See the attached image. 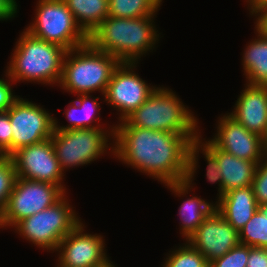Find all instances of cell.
Masks as SVG:
<instances>
[{
	"instance_id": "obj_31",
	"label": "cell",
	"mask_w": 267,
	"mask_h": 267,
	"mask_svg": "<svg viewBox=\"0 0 267 267\" xmlns=\"http://www.w3.org/2000/svg\"><path fill=\"white\" fill-rule=\"evenodd\" d=\"M4 76H6V79L0 78V111H7L12 106L13 102L19 97L12 91V84L15 82L9 77L7 71Z\"/></svg>"
},
{
	"instance_id": "obj_29",
	"label": "cell",
	"mask_w": 267,
	"mask_h": 267,
	"mask_svg": "<svg viewBox=\"0 0 267 267\" xmlns=\"http://www.w3.org/2000/svg\"><path fill=\"white\" fill-rule=\"evenodd\" d=\"M252 188L257 205L267 203V155L257 165Z\"/></svg>"
},
{
	"instance_id": "obj_36",
	"label": "cell",
	"mask_w": 267,
	"mask_h": 267,
	"mask_svg": "<svg viewBox=\"0 0 267 267\" xmlns=\"http://www.w3.org/2000/svg\"><path fill=\"white\" fill-rule=\"evenodd\" d=\"M262 143H263L264 151L267 155V127H266L265 133L262 135Z\"/></svg>"
},
{
	"instance_id": "obj_33",
	"label": "cell",
	"mask_w": 267,
	"mask_h": 267,
	"mask_svg": "<svg viewBox=\"0 0 267 267\" xmlns=\"http://www.w3.org/2000/svg\"><path fill=\"white\" fill-rule=\"evenodd\" d=\"M17 0H0V21L12 20L17 16Z\"/></svg>"
},
{
	"instance_id": "obj_8",
	"label": "cell",
	"mask_w": 267,
	"mask_h": 267,
	"mask_svg": "<svg viewBox=\"0 0 267 267\" xmlns=\"http://www.w3.org/2000/svg\"><path fill=\"white\" fill-rule=\"evenodd\" d=\"M35 16L27 27L38 39L57 44L67 51L88 42V36L76 24L63 0H38Z\"/></svg>"
},
{
	"instance_id": "obj_35",
	"label": "cell",
	"mask_w": 267,
	"mask_h": 267,
	"mask_svg": "<svg viewBox=\"0 0 267 267\" xmlns=\"http://www.w3.org/2000/svg\"><path fill=\"white\" fill-rule=\"evenodd\" d=\"M247 9L250 11L249 14H253L259 7L267 6V0H246Z\"/></svg>"
},
{
	"instance_id": "obj_39",
	"label": "cell",
	"mask_w": 267,
	"mask_h": 267,
	"mask_svg": "<svg viewBox=\"0 0 267 267\" xmlns=\"http://www.w3.org/2000/svg\"><path fill=\"white\" fill-rule=\"evenodd\" d=\"M57 267H66V266H63L62 264H60L59 262L57 263Z\"/></svg>"
},
{
	"instance_id": "obj_32",
	"label": "cell",
	"mask_w": 267,
	"mask_h": 267,
	"mask_svg": "<svg viewBox=\"0 0 267 267\" xmlns=\"http://www.w3.org/2000/svg\"><path fill=\"white\" fill-rule=\"evenodd\" d=\"M246 267H267V249L249 246Z\"/></svg>"
},
{
	"instance_id": "obj_9",
	"label": "cell",
	"mask_w": 267,
	"mask_h": 267,
	"mask_svg": "<svg viewBox=\"0 0 267 267\" xmlns=\"http://www.w3.org/2000/svg\"><path fill=\"white\" fill-rule=\"evenodd\" d=\"M65 194L58 185L17 177L0 217L1 228H11L23 218L53 206Z\"/></svg>"
},
{
	"instance_id": "obj_37",
	"label": "cell",
	"mask_w": 267,
	"mask_h": 267,
	"mask_svg": "<svg viewBox=\"0 0 267 267\" xmlns=\"http://www.w3.org/2000/svg\"><path fill=\"white\" fill-rule=\"evenodd\" d=\"M100 267H115V264H113V262L109 260L106 264H104Z\"/></svg>"
},
{
	"instance_id": "obj_1",
	"label": "cell",
	"mask_w": 267,
	"mask_h": 267,
	"mask_svg": "<svg viewBox=\"0 0 267 267\" xmlns=\"http://www.w3.org/2000/svg\"><path fill=\"white\" fill-rule=\"evenodd\" d=\"M199 134H174L138 127H115L113 156L163 185L186 179L188 149Z\"/></svg>"
},
{
	"instance_id": "obj_12",
	"label": "cell",
	"mask_w": 267,
	"mask_h": 267,
	"mask_svg": "<svg viewBox=\"0 0 267 267\" xmlns=\"http://www.w3.org/2000/svg\"><path fill=\"white\" fill-rule=\"evenodd\" d=\"M11 158L17 177L55 184L66 193L63 183L65 174L56 157L51 138L20 148Z\"/></svg>"
},
{
	"instance_id": "obj_7",
	"label": "cell",
	"mask_w": 267,
	"mask_h": 267,
	"mask_svg": "<svg viewBox=\"0 0 267 267\" xmlns=\"http://www.w3.org/2000/svg\"><path fill=\"white\" fill-rule=\"evenodd\" d=\"M114 125L107 130L95 128L53 131L51 141L63 172L68 168L86 166L102 158L108 150L113 155L114 143L111 140L114 139Z\"/></svg>"
},
{
	"instance_id": "obj_10",
	"label": "cell",
	"mask_w": 267,
	"mask_h": 267,
	"mask_svg": "<svg viewBox=\"0 0 267 267\" xmlns=\"http://www.w3.org/2000/svg\"><path fill=\"white\" fill-rule=\"evenodd\" d=\"M36 104L19 96L6 111L12 128L11 155L20 148L52 137L53 114Z\"/></svg>"
},
{
	"instance_id": "obj_26",
	"label": "cell",
	"mask_w": 267,
	"mask_h": 267,
	"mask_svg": "<svg viewBox=\"0 0 267 267\" xmlns=\"http://www.w3.org/2000/svg\"><path fill=\"white\" fill-rule=\"evenodd\" d=\"M163 267H203L207 260L187 240L183 246L172 249L166 254Z\"/></svg>"
},
{
	"instance_id": "obj_21",
	"label": "cell",
	"mask_w": 267,
	"mask_h": 267,
	"mask_svg": "<svg viewBox=\"0 0 267 267\" xmlns=\"http://www.w3.org/2000/svg\"><path fill=\"white\" fill-rule=\"evenodd\" d=\"M256 38L244 49L242 66L247 84L267 85V36L255 26Z\"/></svg>"
},
{
	"instance_id": "obj_27",
	"label": "cell",
	"mask_w": 267,
	"mask_h": 267,
	"mask_svg": "<svg viewBox=\"0 0 267 267\" xmlns=\"http://www.w3.org/2000/svg\"><path fill=\"white\" fill-rule=\"evenodd\" d=\"M16 178L11 156L0 155V217L13 190Z\"/></svg>"
},
{
	"instance_id": "obj_4",
	"label": "cell",
	"mask_w": 267,
	"mask_h": 267,
	"mask_svg": "<svg viewBox=\"0 0 267 267\" xmlns=\"http://www.w3.org/2000/svg\"><path fill=\"white\" fill-rule=\"evenodd\" d=\"M169 87H157L124 121L115 127H138L174 134H200L198 119Z\"/></svg>"
},
{
	"instance_id": "obj_13",
	"label": "cell",
	"mask_w": 267,
	"mask_h": 267,
	"mask_svg": "<svg viewBox=\"0 0 267 267\" xmlns=\"http://www.w3.org/2000/svg\"><path fill=\"white\" fill-rule=\"evenodd\" d=\"M84 225L81 221L59 242L57 262L63 266L100 267L110 260L103 236L86 233Z\"/></svg>"
},
{
	"instance_id": "obj_18",
	"label": "cell",
	"mask_w": 267,
	"mask_h": 267,
	"mask_svg": "<svg viewBox=\"0 0 267 267\" xmlns=\"http://www.w3.org/2000/svg\"><path fill=\"white\" fill-rule=\"evenodd\" d=\"M199 152L203 154L205 157V161L207 162V171L206 178L207 181L212 184H218V193L217 198L219 199L222 196V172L220 170L219 164L217 162V157L199 140L196 139L190 143L188 149V168L186 179L183 182L179 183H168L164 184L167 186L170 191L174 195H178V197H185L188 192H191L193 188V181L195 180V174L199 162Z\"/></svg>"
},
{
	"instance_id": "obj_25",
	"label": "cell",
	"mask_w": 267,
	"mask_h": 267,
	"mask_svg": "<svg viewBox=\"0 0 267 267\" xmlns=\"http://www.w3.org/2000/svg\"><path fill=\"white\" fill-rule=\"evenodd\" d=\"M239 242L267 249V203L258 206L251 219L239 230Z\"/></svg>"
},
{
	"instance_id": "obj_2",
	"label": "cell",
	"mask_w": 267,
	"mask_h": 267,
	"mask_svg": "<svg viewBox=\"0 0 267 267\" xmlns=\"http://www.w3.org/2000/svg\"><path fill=\"white\" fill-rule=\"evenodd\" d=\"M154 16L119 18L108 16L88 35V42L97 50L116 57L120 62L139 63L152 52L161 33Z\"/></svg>"
},
{
	"instance_id": "obj_28",
	"label": "cell",
	"mask_w": 267,
	"mask_h": 267,
	"mask_svg": "<svg viewBox=\"0 0 267 267\" xmlns=\"http://www.w3.org/2000/svg\"><path fill=\"white\" fill-rule=\"evenodd\" d=\"M249 256V246L239 243L222 257L210 262L212 267H246Z\"/></svg>"
},
{
	"instance_id": "obj_19",
	"label": "cell",
	"mask_w": 267,
	"mask_h": 267,
	"mask_svg": "<svg viewBox=\"0 0 267 267\" xmlns=\"http://www.w3.org/2000/svg\"><path fill=\"white\" fill-rule=\"evenodd\" d=\"M257 209L252 186L230 190L215 202V210L238 232Z\"/></svg>"
},
{
	"instance_id": "obj_24",
	"label": "cell",
	"mask_w": 267,
	"mask_h": 267,
	"mask_svg": "<svg viewBox=\"0 0 267 267\" xmlns=\"http://www.w3.org/2000/svg\"><path fill=\"white\" fill-rule=\"evenodd\" d=\"M163 0H108L109 16L140 18L155 16Z\"/></svg>"
},
{
	"instance_id": "obj_14",
	"label": "cell",
	"mask_w": 267,
	"mask_h": 267,
	"mask_svg": "<svg viewBox=\"0 0 267 267\" xmlns=\"http://www.w3.org/2000/svg\"><path fill=\"white\" fill-rule=\"evenodd\" d=\"M187 241L207 260L222 257L239 242V232L215 209L200 224Z\"/></svg>"
},
{
	"instance_id": "obj_6",
	"label": "cell",
	"mask_w": 267,
	"mask_h": 267,
	"mask_svg": "<svg viewBox=\"0 0 267 267\" xmlns=\"http://www.w3.org/2000/svg\"><path fill=\"white\" fill-rule=\"evenodd\" d=\"M66 196L53 206L17 222L13 226L15 231L39 249L56 252L59 242L81 222Z\"/></svg>"
},
{
	"instance_id": "obj_15",
	"label": "cell",
	"mask_w": 267,
	"mask_h": 267,
	"mask_svg": "<svg viewBox=\"0 0 267 267\" xmlns=\"http://www.w3.org/2000/svg\"><path fill=\"white\" fill-rule=\"evenodd\" d=\"M217 133L210 139L219 149L247 161H262L266 156L262 136L248 131L228 113L219 117Z\"/></svg>"
},
{
	"instance_id": "obj_38",
	"label": "cell",
	"mask_w": 267,
	"mask_h": 267,
	"mask_svg": "<svg viewBox=\"0 0 267 267\" xmlns=\"http://www.w3.org/2000/svg\"><path fill=\"white\" fill-rule=\"evenodd\" d=\"M203 267H212L210 262H207Z\"/></svg>"
},
{
	"instance_id": "obj_3",
	"label": "cell",
	"mask_w": 267,
	"mask_h": 267,
	"mask_svg": "<svg viewBox=\"0 0 267 267\" xmlns=\"http://www.w3.org/2000/svg\"><path fill=\"white\" fill-rule=\"evenodd\" d=\"M12 57L7 63L9 77L17 82L59 85L63 60L67 52L63 47L38 39L25 29L19 35Z\"/></svg>"
},
{
	"instance_id": "obj_16",
	"label": "cell",
	"mask_w": 267,
	"mask_h": 267,
	"mask_svg": "<svg viewBox=\"0 0 267 267\" xmlns=\"http://www.w3.org/2000/svg\"><path fill=\"white\" fill-rule=\"evenodd\" d=\"M244 87L228 114L248 131L262 136L267 127V85L246 83Z\"/></svg>"
},
{
	"instance_id": "obj_17",
	"label": "cell",
	"mask_w": 267,
	"mask_h": 267,
	"mask_svg": "<svg viewBox=\"0 0 267 267\" xmlns=\"http://www.w3.org/2000/svg\"><path fill=\"white\" fill-rule=\"evenodd\" d=\"M198 139L217 157L222 172V195L233 189L251 186L257 165L261 161H247L219 149L210 139L199 134Z\"/></svg>"
},
{
	"instance_id": "obj_5",
	"label": "cell",
	"mask_w": 267,
	"mask_h": 267,
	"mask_svg": "<svg viewBox=\"0 0 267 267\" xmlns=\"http://www.w3.org/2000/svg\"><path fill=\"white\" fill-rule=\"evenodd\" d=\"M119 63L116 57L95 49L87 42L66 52L58 86L75 95L99 91L104 97L112 73Z\"/></svg>"
},
{
	"instance_id": "obj_11",
	"label": "cell",
	"mask_w": 267,
	"mask_h": 267,
	"mask_svg": "<svg viewBox=\"0 0 267 267\" xmlns=\"http://www.w3.org/2000/svg\"><path fill=\"white\" fill-rule=\"evenodd\" d=\"M138 63L120 62L114 69L104 94V102L118 111L119 122L124 121L157 86L147 84L136 72Z\"/></svg>"
},
{
	"instance_id": "obj_22",
	"label": "cell",
	"mask_w": 267,
	"mask_h": 267,
	"mask_svg": "<svg viewBox=\"0 0 267 267\" xmlns=\"http://www.w3.org/2000/svg\"><path fill=\"white\" fill-rule=\"evenodd\" d=\"M88 36L109 16L108 0H63Z\"/></svg>"
},
{
	"instance_id": "obj_30",
	"label": "cell",
	"mask_w": 267,
	"mask_h": 267,
	"mask_svg": "<svg viewBox=\"0 0 267 267\" xmlns=\"http://www.w3.org/2000/svg\"><path fill=\"white\" fill-rule=\"evenodd\" d=\"M12 128L9 114L0 111V155L11 156Z\"/></svg>"
},
{
	"instance_id": "obj_34",
	"label": "cell",
	"mask_w": 267,
	"mask_h": 267,
	"mask_svg": "<svg viewBox=\"0 0 267 267\" xmlns=\"http://www.w3.org/2000/svg\"><path fill=\"white\" fill-rule=\"evenodd\" d=\"M252 16H255V26L267 36V6L259 7Z\"/></svg>"
},
{
	"instance_id": "obj_20",
	"label": "cell",
	"mask_w": 267,
	"mask_h": 267,
	"mask_svg": "<svg viewBox=\"0 0 267 267\" xmlns=\"http://www.w3.org/2000/svg\"><path fill=\"white\" fill-rule=\"evenodd\" d=\"M76 96L77 99L74 101L71 100V105L69 104L67 106L68 109H65L63 112L70 124H67V126H60L57 118L54 117V131L103 128L99 123L101 121L99 118L101 115V102L97 101L99 97H94L91 94H79ZM95 113L98 115L97 117L94 116Z\"/></svg>"
},
{
	"instance_id": "obj_23",
	"label": "cell",
	"mask_w": 267,
	"mask_h": 267,
	"mask_svg": "<svg viewBox=\"0 0 267 267\" xmlns=\"http://www.w3.org/2000/svg\"><path fill=\"white\" fill-rule=\"evenodd\" d=\"M215 209V203L206 201L205 199L194 196L183 200L179 207L180 216V234L187 240L200 226V224Z\"/></svg>"
}]
</instances>
